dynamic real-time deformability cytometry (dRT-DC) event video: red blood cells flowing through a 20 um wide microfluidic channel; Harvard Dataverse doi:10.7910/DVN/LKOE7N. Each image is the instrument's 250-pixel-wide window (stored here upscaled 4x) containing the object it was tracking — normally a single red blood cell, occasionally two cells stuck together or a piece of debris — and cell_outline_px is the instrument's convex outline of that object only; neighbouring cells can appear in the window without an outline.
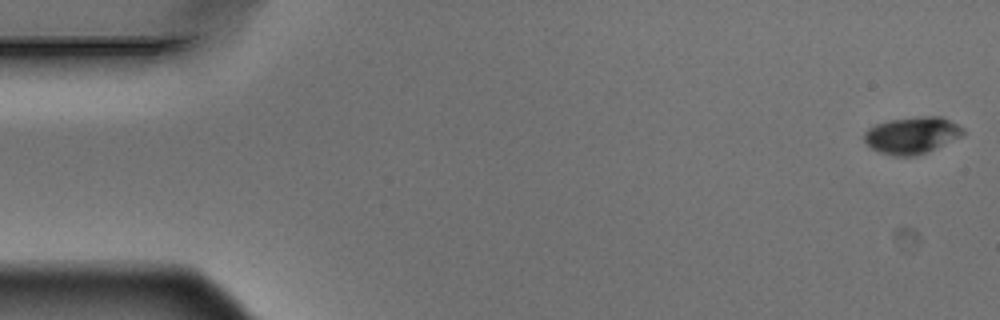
{"species": "Egyptian fruit bat (a non-hibernating species)", "species_latin": "Rousettus aegyptiacus", "temperature_condition": "warm", "stored_images_in_passage": 5, "camera_frame_rate_fps": 3000, "um_per_image_px": 0.085, "animal": {"sex": "male"}, "frame": {"image": 1, "passage_image": 1, "time_ms": 0.0, "image_size_px": [1000, 320], "cell_outline_px": [[964, 132], [960, 136], [928, 152], [916, 156], [892, 156], [880, 152], [872, 148], [864, 140], [864, 132], [868, 128], [876, 124], [888, 120], [920, 116], [944, 116], [964, 128]], "centroid_in_image_um": [77.51, 11.48], "position_along_channel_um": 7.5, "area_um2": 21.27}}
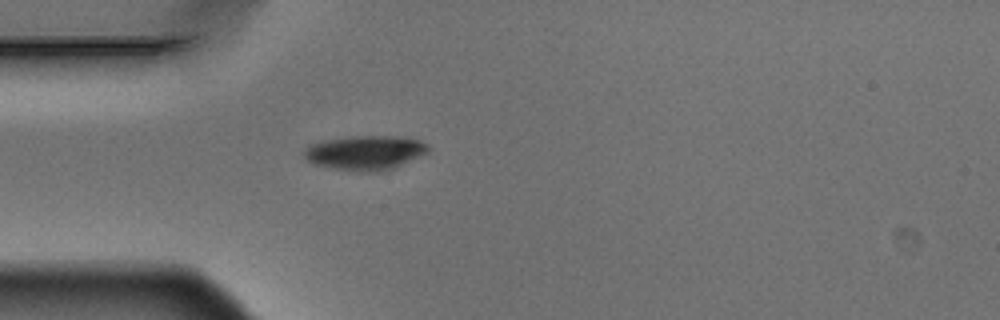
{"frame": {"image": 2, "passage_image": 5, "time_ms": 1.333, "image_size_px": [1000, 320], "cell_outline_px": [[428, 152], [392, 168], [380, 172], [360, 172], [332, 168], [316, 164], [308, 160], [304, 156], [304, 148], [312, 144], [328, 140], [356, 136], [392, 136], [420, 140], [428, 144]], "centroid_in_image_um": [31.04, 12.99], "position_along_channel_um": 54.0, "area_um2": 24.45}}